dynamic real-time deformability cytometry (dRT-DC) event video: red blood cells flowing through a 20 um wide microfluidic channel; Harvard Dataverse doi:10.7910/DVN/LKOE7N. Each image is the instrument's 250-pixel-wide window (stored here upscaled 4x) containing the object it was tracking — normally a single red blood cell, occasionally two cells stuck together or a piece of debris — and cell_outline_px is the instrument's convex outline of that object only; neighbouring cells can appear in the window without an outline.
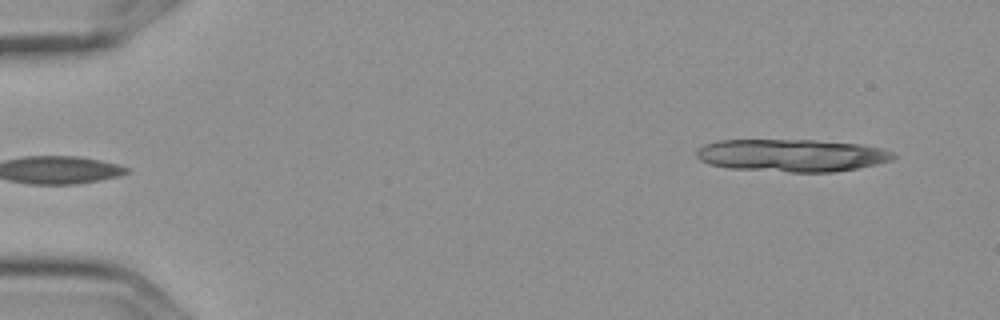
{"species": "Egyptian fruit bat (a non-hibernating species)", "species_latin": "Rousettus aegyptiacus", "temperature_condition": "cold", "stored_images_in_passage": 6, "segment_of_instrument_passage": [2, 2], "camera_frame_rate_fps": 3000, "um_per_image_px": 0.085, "frame": {"image": 1, "passage_image": 6, "time_ms": 1.667, "image_size_px": [1000, 320], "cell_outline_px": [[896, 156], [892, 160], [876, 164], [836, 172], [788, 172], [728, 168], [708, 164], [700, 160], [696, 156], [696, 152], [704, 144], [716, 140], [816, 140], [860, 144], [880, 148], [892, 152]], "centroid_in_image_um": [67.27, 13.21], "position_along_channel_um": 17.7, "area_um2": 37.4}}